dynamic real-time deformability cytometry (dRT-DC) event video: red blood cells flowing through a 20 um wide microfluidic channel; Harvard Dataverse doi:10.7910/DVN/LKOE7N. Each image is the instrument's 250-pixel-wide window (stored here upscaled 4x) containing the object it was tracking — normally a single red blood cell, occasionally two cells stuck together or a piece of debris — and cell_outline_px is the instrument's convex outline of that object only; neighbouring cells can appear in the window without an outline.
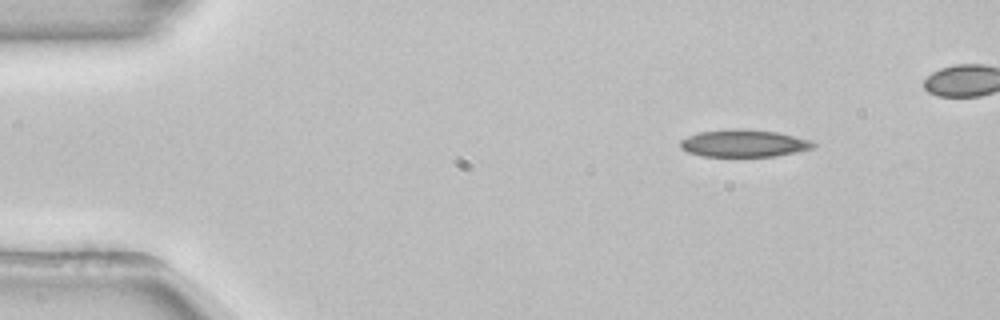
{"species": "common noctule bat (a hibernating species)", "species_latin": "Nyctalus noctula", "temperature_condition": "room temperature", "stored_images_in_passage": 9, "camera_frame_rate_fps": 3000, "um_per_image_px": 0.085, "animal": {"sex": "female", "body_mass_g": 22.7, "forearm_length_mm": 54.2}, "frame": {"image": 1, "passage_image": 1, "time_ms": 0.0, "image_size_px": [1000, 320], "cell_outline_px": [[816, 144], [812, 148], [796, 152], [776, 156], [704, 156], [688, 152], [680, 148], [680, 140], [688, 136], [700, 132], [732, 128], [740, 128], [776, 132], [812, 140]], "centroid_in_image_um": [63.22, 12.17], "position_along_channel_um": 21.8, "area_um2": 21.1}}